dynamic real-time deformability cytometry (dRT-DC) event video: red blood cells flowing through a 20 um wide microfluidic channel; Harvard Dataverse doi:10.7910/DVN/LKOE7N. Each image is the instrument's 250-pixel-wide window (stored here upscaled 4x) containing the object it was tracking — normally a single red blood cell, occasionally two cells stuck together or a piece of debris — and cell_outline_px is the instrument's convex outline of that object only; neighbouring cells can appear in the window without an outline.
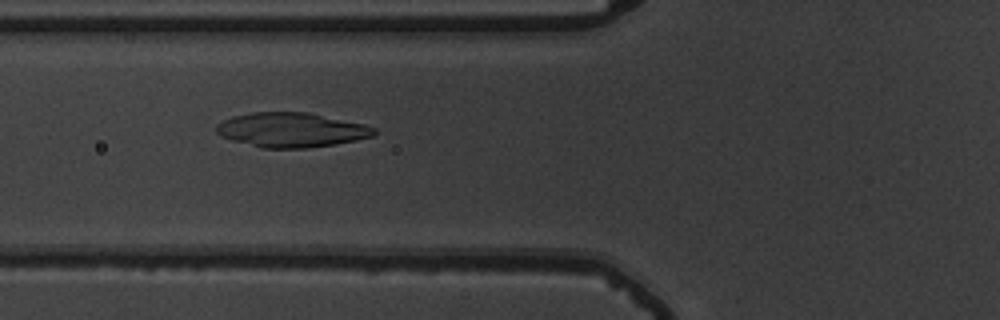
{"species": "common noctule bat (a hibernating species)", "species_latin": "Nyctalus noctula", "temperature_condition": "warm", "stored_images_in_passage": 45, "segment_of_instrument_passage": [1, 2], "camera_frame_rate_fps": 3000, "um_per_image_px": 0.085, "animal": {"sex": "male", "body_mass_g": 19.5, "forearm_length_mm": 54.6}, "frame": {"image": 1, "passage_image": 16, "time_ms": 5.0, "image_size_px": [1000, 320], "cell_outline_px": [[376, 132], [372, 136], [356, 140], [308, 148], [260, 148], [232, 140], [220, 136], [216, 132], [216, 124], [232, 116], [252, 112], [308, 112], [364, 124], [376, 128]], "centroid_in_image_um": [24.73, 11.04], "position_along_channel_um": 101.1, "area_um2": 31.73}}
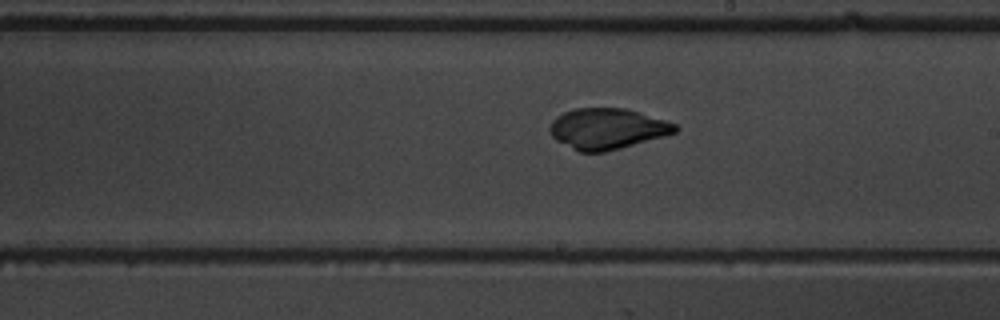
{"frame": {"image": 2, "passage_image": 27, "time_ms": 8.667, "image_size_px": [1000, 320], "cell_outline_px": [[680, 128], [676, 132], [664, 136], [620, 148], [604, 152], [580, 152], [556, 140], [552, 136], [552, 120], [556, 116], [564, 112], [576, 108], [624, 108], [640, 112], [676, 124]], "centroid_in_image_um": [51.64, 10.94], "position_along_channel_um": 237.4, "area_um2": 29.48}}
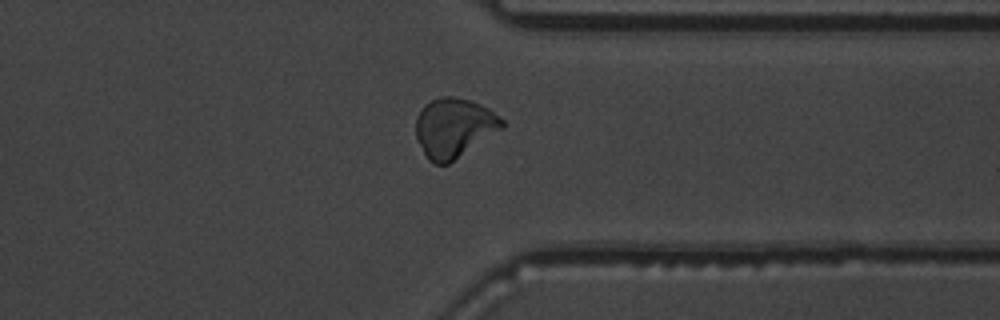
{"frame": {"image": 3, "passage_image": 38, "time_ms": 12.333, "image_size_px": [1000, 320], "cell_outline_px": [[504, 128], [448, 164], [432, 164], [428, 160], [416, 140], [416, 116], [424, 104], [440, 96], [452, 96], [468, 100], [480, 104], [488, 108], [504, 120]], "centroid_in_image_um": [38.57, 10.86], "position_along_channel_um": 372.8, "area_um2": 30.0}}